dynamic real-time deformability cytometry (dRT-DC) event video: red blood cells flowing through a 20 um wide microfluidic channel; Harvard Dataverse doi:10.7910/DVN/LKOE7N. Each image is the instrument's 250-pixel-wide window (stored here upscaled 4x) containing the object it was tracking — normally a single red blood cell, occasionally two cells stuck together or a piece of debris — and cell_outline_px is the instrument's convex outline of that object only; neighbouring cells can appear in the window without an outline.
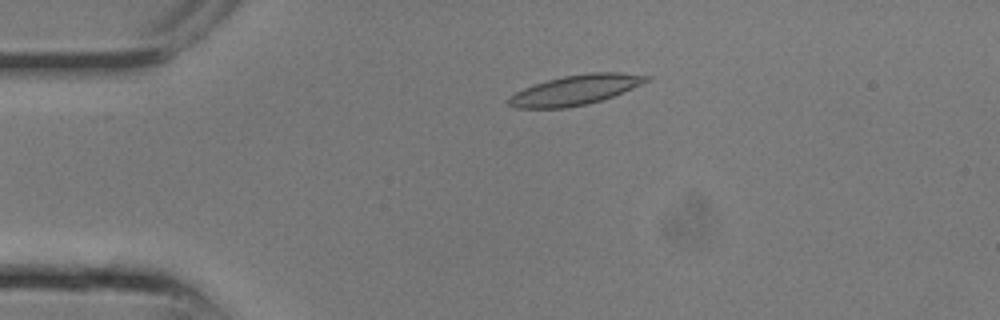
{"species": "common noctule bat (a hibernating species)", "species_latin": "Nyctalus noctula", "temperature_condition": "room temperature", "stored_images_in_passage": 7, "camera_frame_rate_fps": 3000, "um_per_image_px": 0.085, "animal": {"sex": "male", "body_mass_g": 13.3}, "frame": {"image": 1, "passage_image": 5, "time_ms": 1.333, "image_size_px": [1000, 320], "cell_outline_px": [[652, 76], [648, 80], [632, 88], [612, 96], [588, 104], [564, 108], [516, 108], [508, 104], [508, 96], [524, 88], [548, 80], [564, 76], [588, 72], [620, 72]], "centroid_in_image_um": [48.89, 7.64], "position_along_channel_um": 36.1, "area_um2": 23.76}}